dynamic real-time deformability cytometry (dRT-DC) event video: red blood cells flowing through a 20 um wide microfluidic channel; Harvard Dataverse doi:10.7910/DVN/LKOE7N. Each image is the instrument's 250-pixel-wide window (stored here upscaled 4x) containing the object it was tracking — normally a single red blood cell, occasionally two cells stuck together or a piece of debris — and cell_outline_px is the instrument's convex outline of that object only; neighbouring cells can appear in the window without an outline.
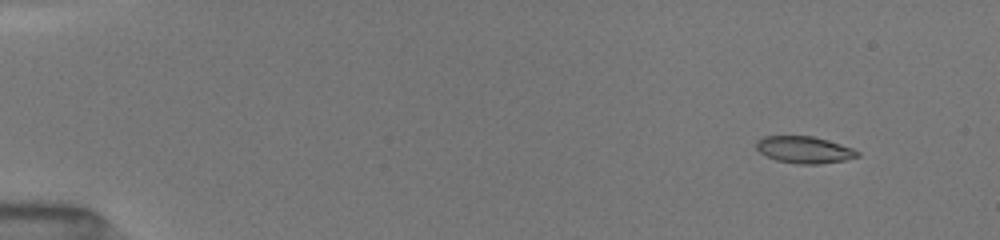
{"species": "common noctule bat (a hibernating species)", "species_latin": "Nyctalus noctula", "temperature_condition": "room temperature", "stored_images_in_passage": 10, "camera_frame_rate_fps": 3000, "um_per_image_px": 0.085, "animal": {"sex": "female", "body_mass_g": 19.5, "forearm_length_mm": 54.1}, "frame": {"image": 1, "passage_image": 2, "time_ms": 1.0, "image_size_px": [1000, 240], "cell_outline_px": [[860, 156], [844, 160], [820, 164], [796, 164], [776, 160], [760, 152], [756, 148], [756, 140], [764, 136], [812, 136], [828, 140], [852, 148], [860, 152]], "centroid_in_image_um": [68.36, 12.73], "position_along_channel_um": 16.6, "area_um2": 15.84}}
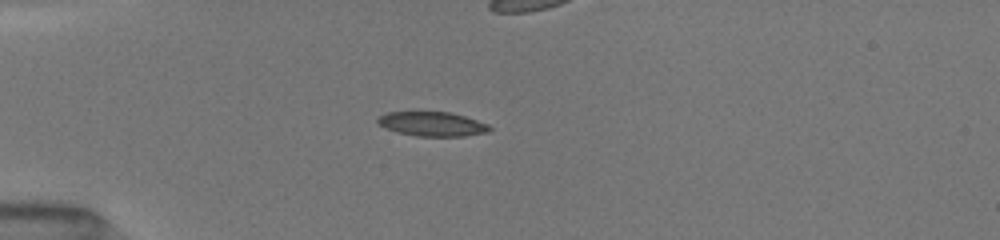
{"frame": {"image": 2, "passage_image": 6, "time_ms": 4.333, "image_size_px": [1000, 240], "cell_outline_px": [[492, 128], [488, 132], [464, 136], [416, 136], [396, 132], [380, 124], [376, 120], [380, 116], [388, 112], [448, 112], [464, 116], [488, 124]], "centroid_in_image_um": [36.76, 10.54], "position_along_channel_um": 48.2, "area_um2": 15.66}}